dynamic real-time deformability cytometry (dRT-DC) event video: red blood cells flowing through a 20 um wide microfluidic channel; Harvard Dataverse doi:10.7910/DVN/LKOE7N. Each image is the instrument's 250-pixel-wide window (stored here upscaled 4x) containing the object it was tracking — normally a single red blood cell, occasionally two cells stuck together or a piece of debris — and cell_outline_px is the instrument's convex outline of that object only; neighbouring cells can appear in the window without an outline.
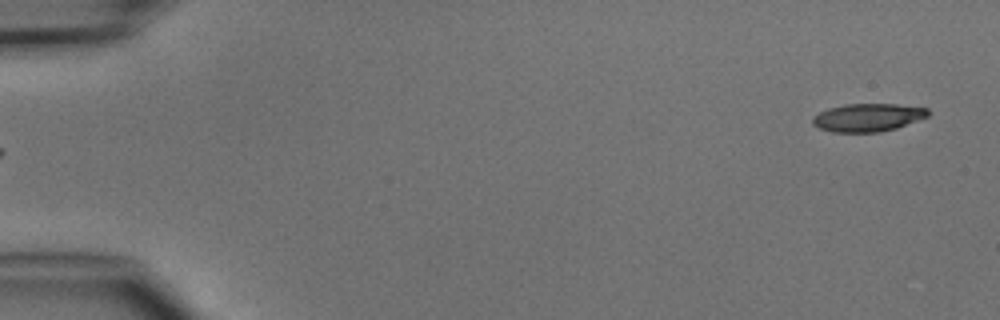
{"species": "common noctule bat (a hibernating species)", "species_latin": "Nyctalus noctula", "temperature_condition": "cold", "stored_images_in_passage": 6, "segment_of_instrument_passage": [2, 2], "camera_frame_rate_fps": 3000, "um_per_image_px": 0.085, "animal": {"sex": "male", "body_mass_g": 15.6}, "frame": {"image": 1, "passage_image": 6, "time_ms": 5.667, "image_size_px": [1000, 320], "cell_outline_px": [[932, 112], [928, 116], [896, 128], [880, 132], [832, 132], [820, 128], [812, 124], [812, 116], [828, 108], [844, 104], [896, 104], [928, 108]], "centroid_in_image_um": [73.76, 9.98], "position_along_channel_um": 11.2, "area_um2": 18.9}}